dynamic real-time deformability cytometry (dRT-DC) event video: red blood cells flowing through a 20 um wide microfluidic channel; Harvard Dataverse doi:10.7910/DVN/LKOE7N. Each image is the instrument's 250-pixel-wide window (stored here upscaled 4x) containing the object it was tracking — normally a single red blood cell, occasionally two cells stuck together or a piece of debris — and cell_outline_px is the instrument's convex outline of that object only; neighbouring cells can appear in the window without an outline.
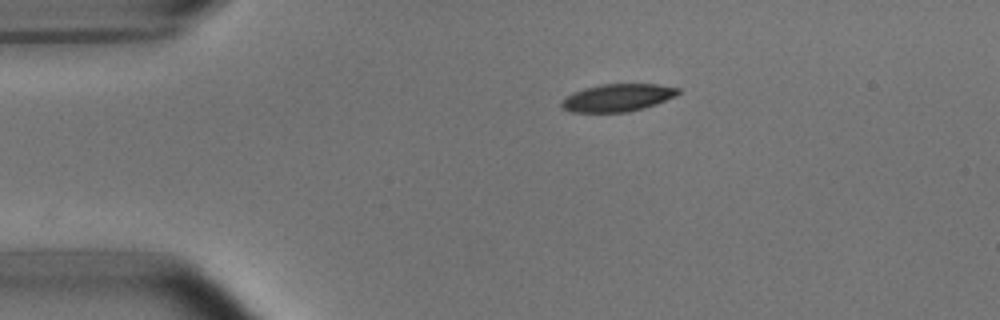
{"species": "common noctule bat (a hibernating species)", "species_latin": "Nyctalus noctula", "temperature_condition": "room temperature", "stored_images_in_passage": 6, "camera_frame_rate_fps": 3000, "um_per_image_px": 0.085, "animal": {"sex": "male", "body_mass_g": 15.6}, "frame": {"image": 1, "passage_image": 1, "time_ms": 0.0, "image_size_px": [1000, 320], "cell_outline_px": [[680, 92], [676, 96], [656, 104], [644, 108], [628, 112], [572, 112], [564, 108], [560, 104], [572, 92], [584, 88], [600, 84], [660, 84], [680, 88]], "centroid_in_image_um": [52.54, 8.29], "position_along_channel_um": 32.5, "area_um2": 18.73}}